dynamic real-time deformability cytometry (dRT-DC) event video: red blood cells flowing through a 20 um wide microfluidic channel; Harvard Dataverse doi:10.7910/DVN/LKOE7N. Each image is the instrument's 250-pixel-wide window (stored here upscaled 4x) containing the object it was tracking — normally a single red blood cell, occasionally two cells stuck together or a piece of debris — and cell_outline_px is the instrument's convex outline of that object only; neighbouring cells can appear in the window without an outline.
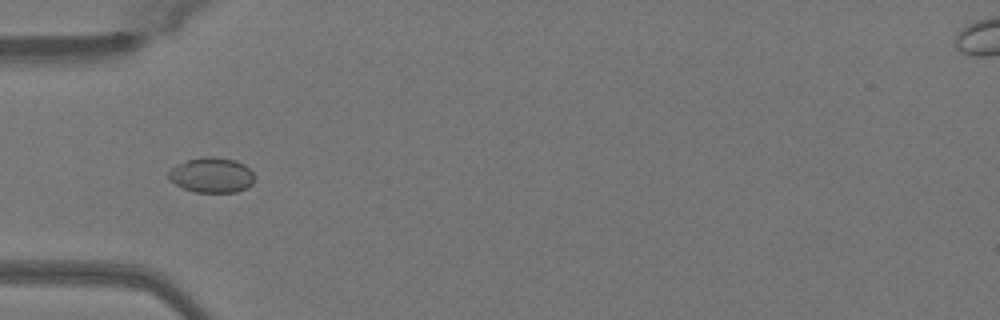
{"species": "Egyptian fruit bat (a non-hibernating species)", "species_latin": "Rousettus aegyptiacus", "temperature_condition": "warm", "stored_images_in_passage": 5, "camera_frame_rate_fps": 3000, "um_per_image_px": 0.085, "animal": {"sex": "female"}, "frame": {"image": 1, "passage_image": 3, "time_ms": 0.667, "image_size_px": [1000, 320], "cell_outline_px": [[256, 180], [248, 188], [236, 192], [196, 192], [184, 188], [176, 184], [168, 176], [168, 172], [176, 164], [188, 160], [204, 156], [216, 156], [236, 160], [244, 164], [256, 176]], "centroid_in_image_um": [18.05, 14.87], "position_along_channel_um": 67.0, "area_um2": 17.74}}